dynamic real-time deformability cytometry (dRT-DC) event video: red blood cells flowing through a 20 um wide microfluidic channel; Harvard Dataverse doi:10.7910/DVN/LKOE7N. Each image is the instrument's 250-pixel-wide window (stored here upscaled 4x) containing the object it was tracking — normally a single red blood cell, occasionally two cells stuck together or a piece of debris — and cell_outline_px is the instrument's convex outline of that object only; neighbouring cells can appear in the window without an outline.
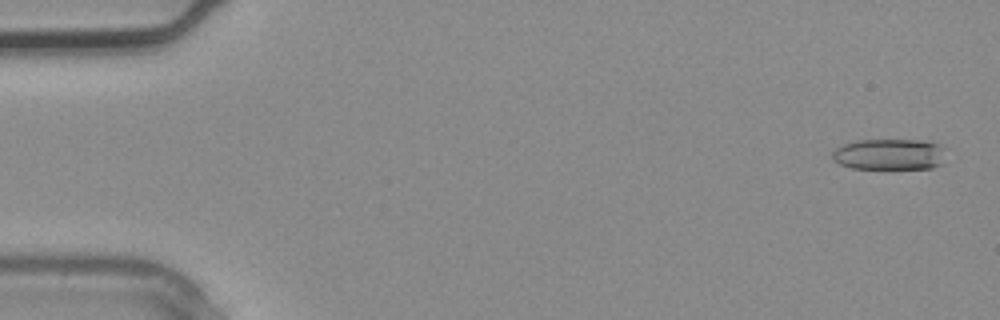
{"species": "common noctule bat (a hibernating species)", "species_latin": "Nyctalus noctula", "temperature_condition": "warm", "stored_images_in_passage": 3, "segment_of_instrument_passage": [2, 2], "camera_frame_rate_fps": 3000, "um_per_image_px": 0.085, "animal": {"sex": "male", "body_mass_g": 20.4}, "frame": {"image": 1, "passage_image": 3, "time_ms": 0.667, "image_size_px": [1000, 320], "cell_outline_px": [[944, 164], [932, 168], [852, 168], [840, 164], [832, 160], [832, 152], [836, 148], [844, 144], [856, 140], [924, 140], [940, 144], [944, 148]], "centroid_in_image_um": [75.63, 13.11], "position_along_channel_um": 9.4, "area_um2": 20.75}}